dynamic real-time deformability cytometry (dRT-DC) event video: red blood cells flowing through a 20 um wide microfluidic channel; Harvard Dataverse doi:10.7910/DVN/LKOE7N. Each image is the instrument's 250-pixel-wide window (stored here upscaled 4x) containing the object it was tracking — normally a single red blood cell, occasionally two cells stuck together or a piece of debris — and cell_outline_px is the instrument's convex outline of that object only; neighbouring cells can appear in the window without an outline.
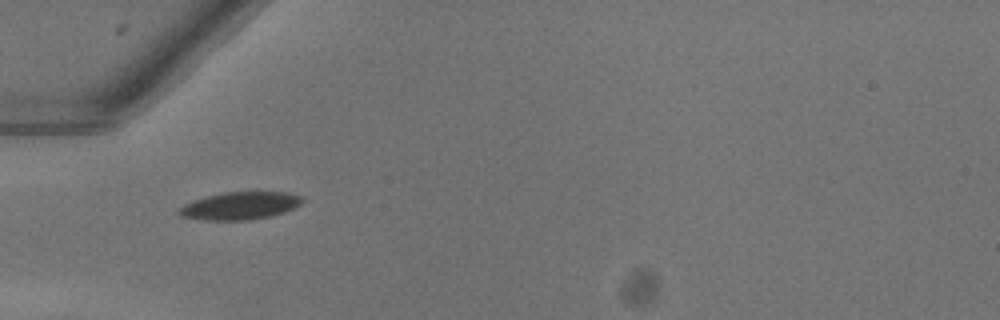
{"species": "common noctule bat (a hibernating species)", "species_latin": "Nyctalus noctula", "temperature_condition": "warm", "stored_images_in_passage": 35, "camera_frame_rate_fps": 3000, "um_per_image_px": 0.085, "animal": {"sex": "female"}, "frame": {"image": 1, "passage_image": 1, "time_ms": 0.0, "image_size_px": [1000, 320], "cell_outline_px": [[304, 200], [296, 208], [272, 216], [248, 220], [204, 220], [180, 216], [176, 212], [184, 204], [192, 200], [224, 192], [288, 192], [300, 196]], "centroid_in_image_um": [20.4, 17.49], "position_along_channel_um": 64.6, "area_um2": 19.94}}
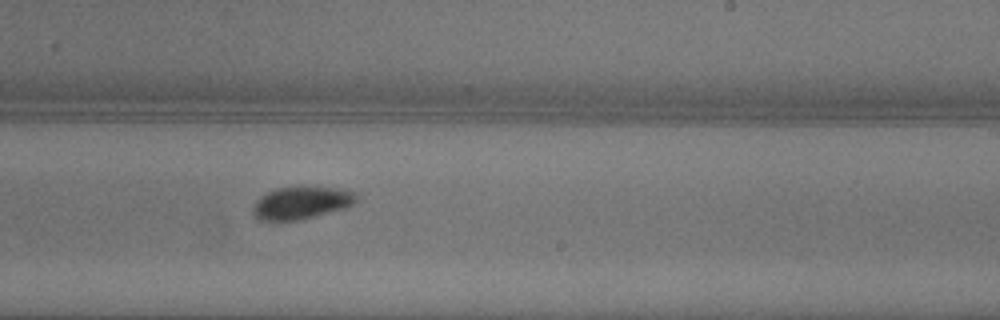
{"frame": {"image": 2, "passage_image": 16, "time_ms": 5.0, "image_size_px": [1000, 320], "cell_outline_px": [[356, 200], [352, 204], [344, 208], [316, 216], [300, 220], [260, 220], [252, 212], [252, 208], [256, 200], [260, 196], [276, 188], [300, 184], [304, 184], [340, 188], [352, 192], [356, 196]], "centroid_in_image_um": [25.59, 17.19], "position_along_channel_um": 263.4, "area_um2": 20.06}}
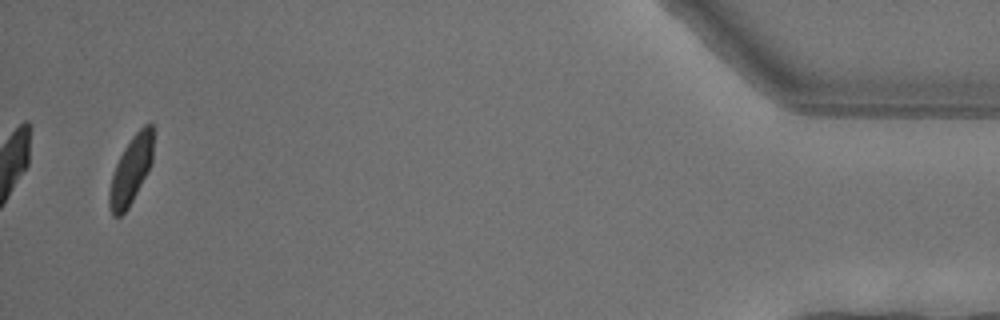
{"frame": {"image": 3, "passage_image": 34, "time_ms": 11.0, "image_size_px": [1000, 320], "cell_outline_px": [[152, 160], [128, 208], [120, 216], [112, 216], [108, 204], [108, 192], [112, 172], [124, 148], [132, 136], [144, 124], [152, 124]], "centroid_in_image_um": [11.08, 14.48], "position_along_channel_um": 424.1, "area_um2": 16.94}, "authors_computed_cell_mechanics": {"area_um2": 19.4208, "velocity_mm_per_s": 4.0283, "shape_relaxation_time_tau1_ms": 3.3866, "shape_relaxation_time_tau2_ms": null, "deformation_change_tau1": 0.1205, "deformation_change_tau2": null}}